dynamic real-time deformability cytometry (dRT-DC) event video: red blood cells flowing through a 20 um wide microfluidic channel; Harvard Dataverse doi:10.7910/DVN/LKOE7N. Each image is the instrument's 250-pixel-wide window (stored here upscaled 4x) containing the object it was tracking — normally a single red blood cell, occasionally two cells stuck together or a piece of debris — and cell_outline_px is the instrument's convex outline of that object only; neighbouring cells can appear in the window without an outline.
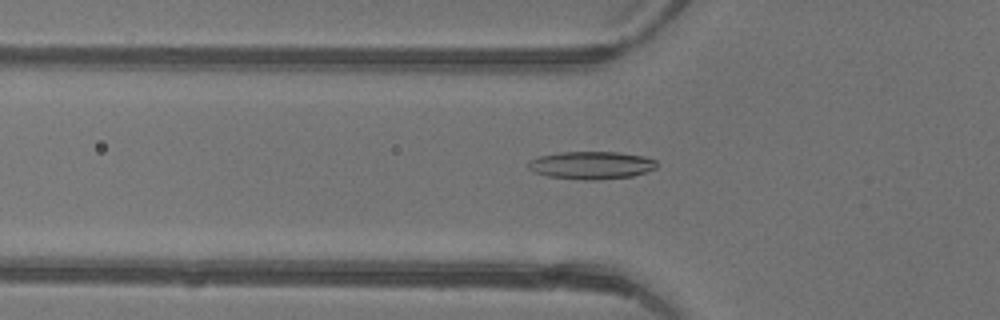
{"species": "common noctule bat (a hibernating species)", "species_latin": "Nyctalus noctula", "temperature_condition": "warm", "stored_images_in_passage": 47, "camera_frame_rate_fps": 3000, "um_per_image_px": 0.085, "animal": {"sex": "female"}, "frame": {"image": 1, "passage_image": 17, "time_ms": 5.333, "image_size_px": [1000, 320], "cell_outline_px": [[656, 168], [632, 176], [592, 180], [584, 180], [548, 176], [536, 172], [528, 168], [524, 164], [528, 160], [540, 156], [560, 152], [616, 152], [644, 156], [656, 160]], "centroid_in_image_um": [50.22, 14.03], "position_along_channel_um": 75.6, "area_um2": 20.69}}
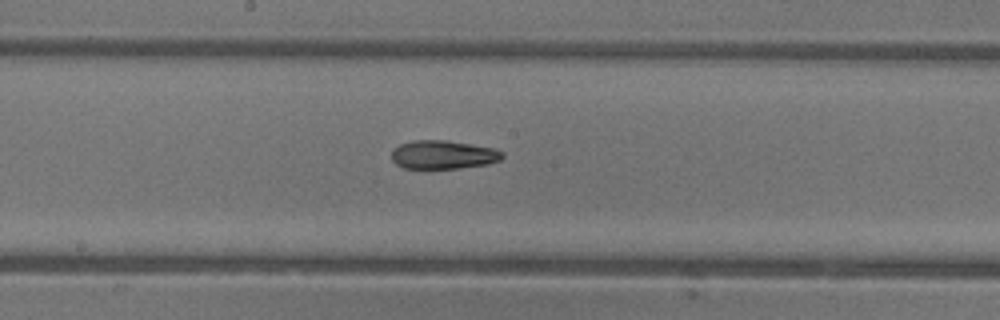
{"frame": {"image": 2, "passage_image": 26, "time_ms": 8.333, "image_size_px": [1000, 320], "cell_outline_px": [[504, 156], [500, 160], [488, 164], [460, 168], [404, 168], [396, 164], [392, 160], [392, 148], [400, 144], [412, 140], [444, 140], [496, 148], [504, 152]], "centroid_in_image_um": [37.68, 13.14], "position_along_channel_um": 210.5, "area_um2": 18.55}}
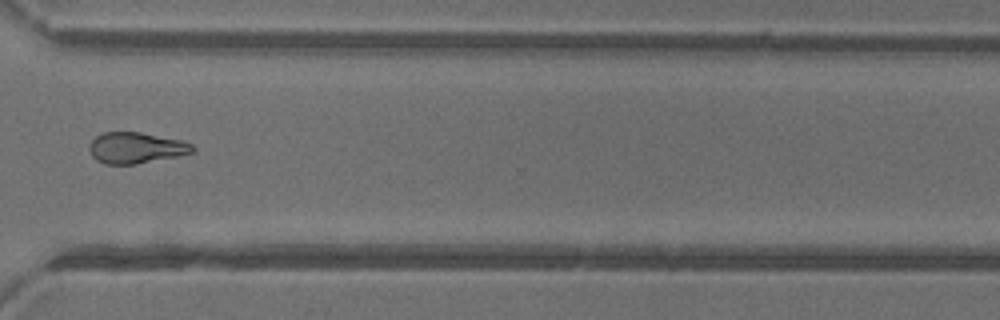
{"frame": {"image": 3, "passage_image": 36, "time_ms": 11.667, "image_size_px": [1000, 320], "cell_outline_px": [[196, 148], [192, 152], [176, 156], [136, 164], [104, 164], [96, 160], [92, 156], [88, 148], [88, 144], [96, 136], [104, 132], [140, 132], [180, 140], [192, 144]], "centroid_in_image_um": [11.51, 12.56], "position_along_channel_um": 359.1, "area_um2": 18.61}, "authors_computed_cell_mechanics": {"area_um2": 19.4208, "velocity_mm_per_s": 4.4711, "shape_relaxation_time_tau1_ms": 9.8557, "shape_relaxation_time_tau2_ms": 8.0238, "deformation_change_tau1": 0.2343, "deformation_change_tau2": 0.1941}}